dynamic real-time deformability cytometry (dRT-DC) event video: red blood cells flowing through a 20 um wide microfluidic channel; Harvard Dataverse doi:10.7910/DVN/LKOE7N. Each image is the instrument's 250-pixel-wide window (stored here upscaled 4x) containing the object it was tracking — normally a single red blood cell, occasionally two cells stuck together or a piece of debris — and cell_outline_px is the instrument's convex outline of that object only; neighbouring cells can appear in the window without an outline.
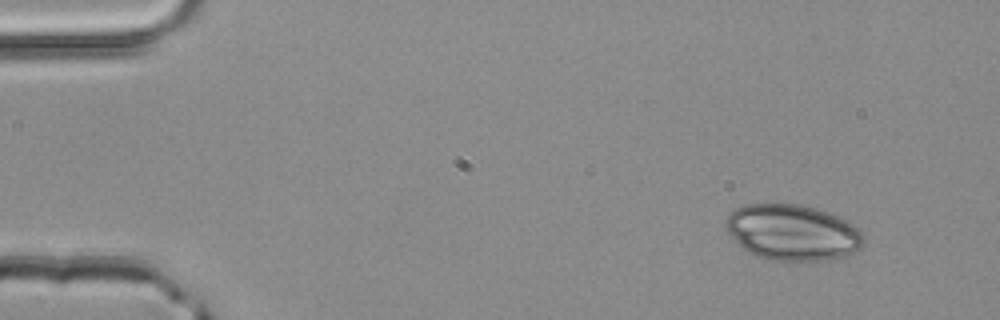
{"species": "common noctule bat (a hibernating species)", "species_latin": "Nyctalus noctula", "temperature_condition": "room temperature", "stored_images_in_passage": 3, "camera_frame_rate_fps": 3000, "um_per_image_px": 0.085, "animal": {"sex": "male", "body_mass_g": 20.4}, "frame": {"image": 1, "passage_image": 1, "time_ms": 0.0, "image_size_px": [1000, 320], "cell_outline_px": [[864, 244], [860, 248], [852, 252], [840, 256], [824, 260], [768, 260], [756, 256], [740, 248], [724, 228], [724, 220], [736, 208], [744, 204], [800, 204], [816, 208], [836, 216], [852, 224], [864, 236]], "centroid_in_image_um": [67.28, 19.75], "position_along_channel_um": 17.7, "area_um2": 44.8}}